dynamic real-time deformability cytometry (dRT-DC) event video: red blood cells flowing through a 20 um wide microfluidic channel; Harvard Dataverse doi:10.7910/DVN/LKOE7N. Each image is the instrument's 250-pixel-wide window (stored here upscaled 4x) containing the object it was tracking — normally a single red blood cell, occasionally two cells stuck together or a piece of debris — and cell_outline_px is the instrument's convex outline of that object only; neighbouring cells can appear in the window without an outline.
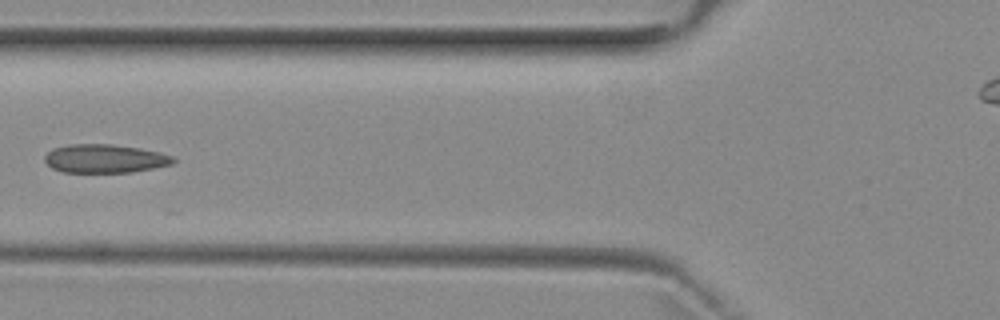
{"species": "common noctule bat (a hibernating species)", "species_latin": "Nyctalus noctula", "temperature_condition": "room temperature", "stored_images_in_passage": 7, "camera_frame_rate_fps": 3000, "um_per_image_px": 0.085, "animal": {"sex": "female", "body_mass_g": 29.2, "forearm_length_mm": 56.3}, "frame": {"image": 1, "passage_image": 5, "time_ms": 4.667, "image_size_px": [1000, 320], "cell_outline_px": [[176, 160], [172, 164], [132, 172], [64, 172], [52, 168], [44, 160], [44, 156], [52, 148], [68, 144], [112, 144], [140, 148], [160, 152], [176, 156]], "centroid_in_image_um": [8.93, 13.47], "position_along_channel_um": 116.9, "area_um2": 21.5}}
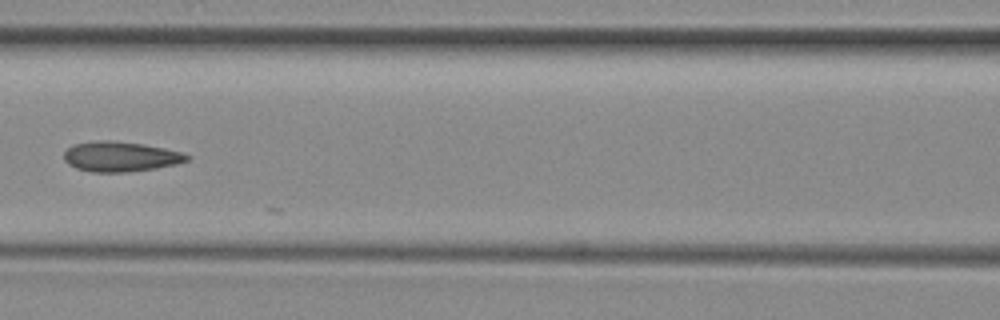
{"frame": {"image": 2, "passage_image": 6, "time_ms": 5.667, "image_size_px": [1000, 320], "cell_outline_px": [[192, 156], [188, 160], [176, 164], [156, 168], [124, 172], [92, 172], [76, 168], [68, 164], [64, 160], [64, 152], [72, 144], [96, 140], [112, 140], [144, 144], [184, 152]], "centroid_in_image_um": [10.24, 13.3], "position_along_channel_um": 156.4, "area_um2": 21.73}}